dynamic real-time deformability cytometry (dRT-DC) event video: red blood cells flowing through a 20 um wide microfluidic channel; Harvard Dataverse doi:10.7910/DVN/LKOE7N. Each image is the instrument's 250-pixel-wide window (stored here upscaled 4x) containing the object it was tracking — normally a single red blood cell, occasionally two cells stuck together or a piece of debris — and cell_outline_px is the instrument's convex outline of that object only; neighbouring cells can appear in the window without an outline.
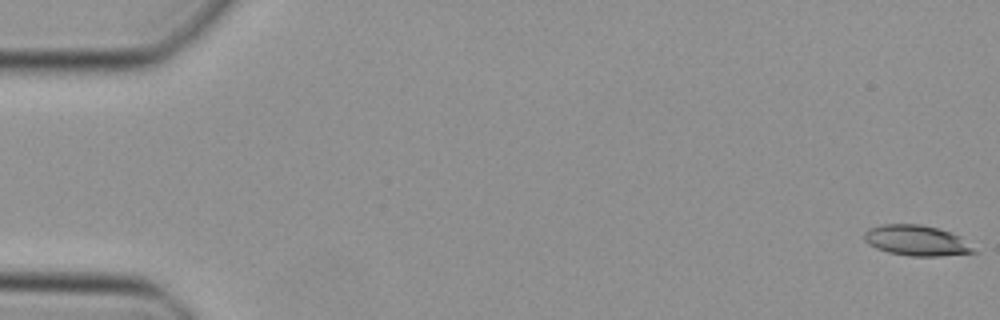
{"species": "Egyptian fruit bat (a non-hibernating species)", "species_latin": "Rousettus aegyptiacus", "temperature_condition": "cold", "stored_images_in_passage": 48, "camera_frame_rate_fps": 3000, "um_per_image_px": 0.085, "animal": {"sex": "female"}, "frame": {"image": 1, "passage_image": 1, "time_ms": 0.0, "image_size_px": [1000, 320], "cell_outline_px": [[976, 252], [940, 256], [912, 256], [888, 252], [876, 248], [868, 244], [864, 240], [864, 232], [868, 228], [884, 224], [920, 224], [936, 228], [960, 236]], "centroid_in_image_um": [77.84, 20.44], "position_along_channel_um": 7.2, "area_um2": 19.19}}
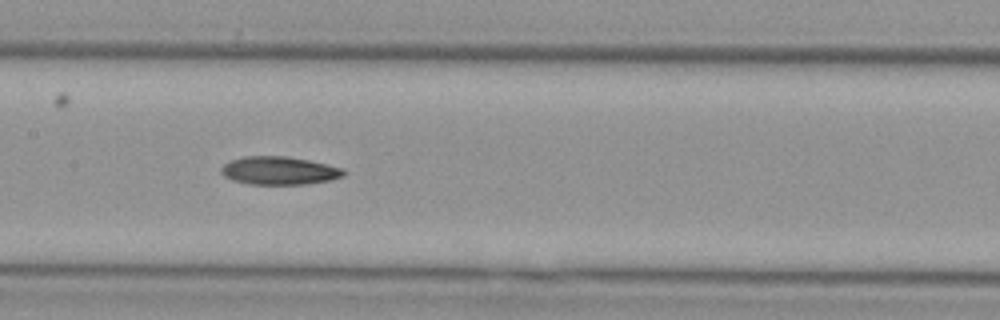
{"frame": {"image": 2, "passage_image": 24, "time_ms": 7.667, "image_size_px": [1000, 320], "cell_outline_px": [[344, 176], [332, 180], [304, 184], [248, 184], [232, 180], [224, 176], [220, 172], [220, 168], [228, 160], [244, 156], [288, 156], [328, 164], [344, 168]], "centroid_in_image_um": [23.71, 14.5], "position_along_channel_um": 183.7, "area_um2": 20.29}}
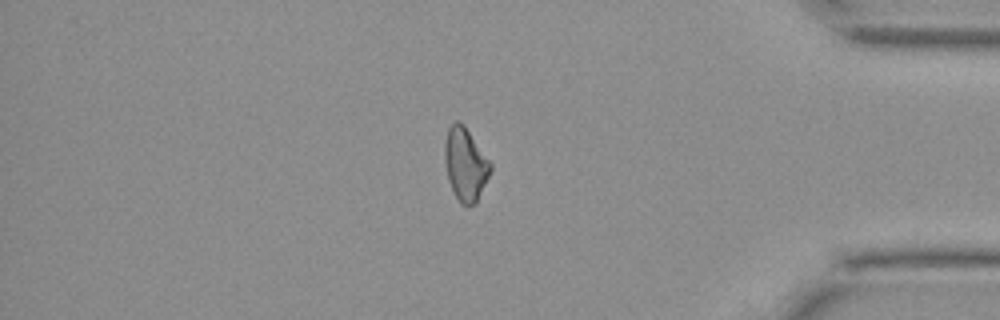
{"frame": {"image": 3, "passage_image": 41, "time_ms": 13.333, "image_size_px": [1000, 320], "cell_outline_px": [[492, 168], [476, 204], [460, 204], [448, 180], [444, 160], [444, 144], [448, 128], [456, 120], [464, 124], [492, 164]], "centroid_in_image_um": [39.55, 13.94], "position_along_channel_um": 395.7, "area_um2": 19.36}}